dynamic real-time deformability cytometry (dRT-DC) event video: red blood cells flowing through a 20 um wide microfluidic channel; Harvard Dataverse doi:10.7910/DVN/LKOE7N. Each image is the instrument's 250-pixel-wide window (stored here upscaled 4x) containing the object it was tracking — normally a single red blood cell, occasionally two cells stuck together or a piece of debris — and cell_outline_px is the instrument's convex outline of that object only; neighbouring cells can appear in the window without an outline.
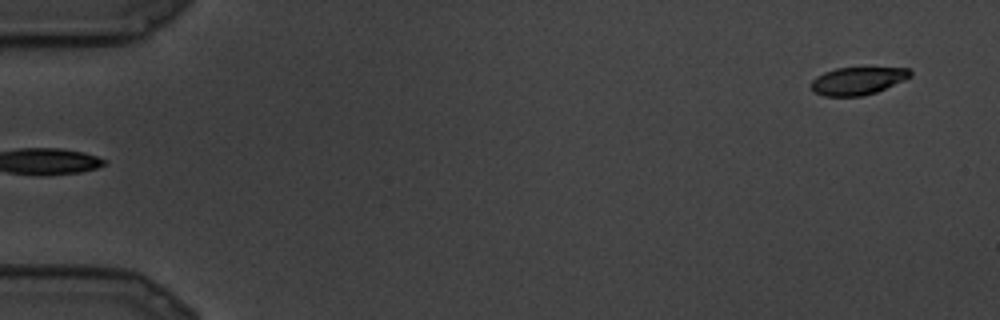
{"species": "common noctule bat (a hibernating species)", "species_latin": "Nyctalus noctula", "temperature_condition": "cold", "stored_images_in_passage": 8, "segment_of_instrument_passage": [2, 2], "camera_frame_rate_fps": 3000, "um_per_image_px": 0.085, "animal": {"sex": "male", "body_mass_g": 19.5, "forearm_length_mm": 54.6}, "frame": {"image": 1, "passage_image": 8, "time_ms": 2.333, "image_size_px": [1000, 320], "cell_outline_px": [[912, 76], [904, 80], [876, 92], [860, 96], [824, 96], [812, 92], [812, 80], [816, 76], [824, 72], [836, 68], [908, 68], [912, 72]], "centroid_in_image_um": [72.88, 6.87], "position_along_channel_um": 12.1, "area_um2": 15.9}}